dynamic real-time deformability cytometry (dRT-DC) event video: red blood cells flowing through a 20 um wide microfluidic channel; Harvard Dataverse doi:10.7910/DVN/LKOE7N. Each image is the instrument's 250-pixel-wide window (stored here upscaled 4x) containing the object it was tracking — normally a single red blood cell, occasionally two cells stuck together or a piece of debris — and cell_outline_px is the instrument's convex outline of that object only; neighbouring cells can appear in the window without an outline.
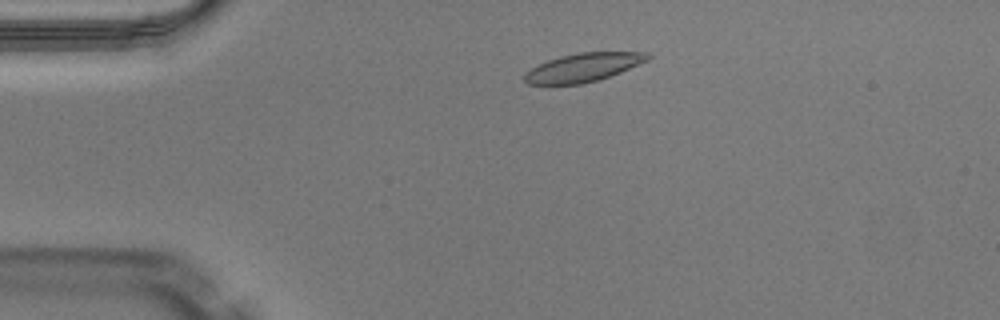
{"species": "Egyptian fruit bat (a non-hibernating species)", "species_latin": "Rousettus aegyptiacus", "temperature_condition": "warm", "stored_images_in_passage": 41, "camera_frame_rate_fps": 3000, "um_per_image_px": 0.085, "animal": {"sex": "male"}, "frame": {"image": 1, "passage_image": 2, "time_ms": 0.333, "image_size_px": [1000, 320], "cell_outline_px": [[652, 56], [648, 60], [620, 72], [596, 80], [580, 84], [528, 84], [524, 80], [524, 76], [532, 68], [548, 60], [560, 56], [580, 52], [648, 52]], "centroid_in_image_um": [49.6, 5.72], "position_along_channel_um": 35.4, "area_um2": 20.11}}
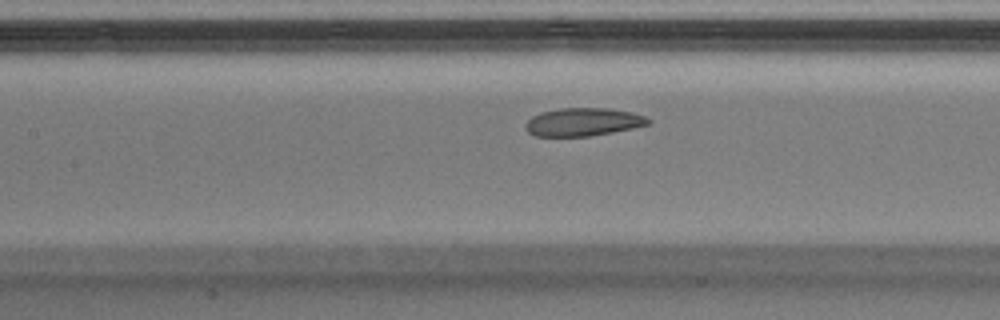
{"frame": {"image": 2, "passage_image": 14, "time_ms": 4.333, "image_size_px": [1000, 320], "cell_outline_px": [[652, 124], [612, 132], [588, 136], [536, 136], [528, 132], [524, 128], [524, 124], [532, 116], [540, 112], [560, 108], [608, 108], [632, 112], [644, 116], [652, 120]], "centroid_in_image_um": [49.56, 10.36], "position_along_channel_um": 157.8, "area_um2": 20.17}}
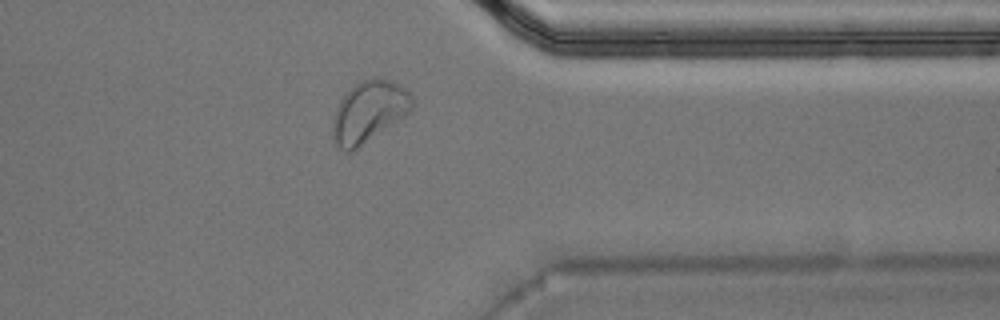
{"frame": {"image": 3, "passage_image": 31, "time_ms": 10.0, "image_size_px": [1000, 320], "cell_outline_px": [[412, 108], [404, 116], [352, 152], [344, 152], [336, 144], [332, 136], [332, 120], [340, 100], [360, 80], [384, 76], [392, 80], [404, 88], [412, 96]], "centroid_in_image_um": [31.34, 9.49], "position_along_channel_um": 380.1, "area_um2": 28.21}, "authors_computed_cell_mechanics": {"area_um2": 21.1548, "velocity_mm_per_s": 4.0499, "shape_relaxation_time_tau1_ms": 4.2357, "shape_relaxation_time_tau2_ms": 3.0719, "deformation_change_tau1": 0.1249, "deformation_change_tau2": 0.1026}}